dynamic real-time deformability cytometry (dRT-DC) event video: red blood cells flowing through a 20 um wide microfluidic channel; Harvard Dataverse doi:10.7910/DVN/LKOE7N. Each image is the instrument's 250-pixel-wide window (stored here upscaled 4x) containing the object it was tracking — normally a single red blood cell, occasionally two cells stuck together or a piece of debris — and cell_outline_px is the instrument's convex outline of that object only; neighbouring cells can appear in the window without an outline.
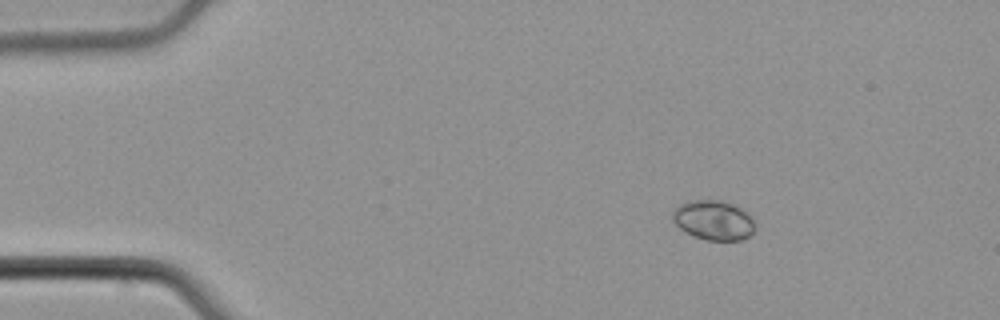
{"species": "common noctule bat (a hibernating species)", "species_latin": "Nyctalus noctula", "temperature_condition": "cold", "stored_images_in_passage": 3, "camera_frame_rate_fps": 3000, "um_per_image_px": 0.085, "animal": {"sex": "male", "body_mass_g": 21.5, "forearm_length_mm": 52.0}, "frame": {"image": 1, "passage_image": 1, "time_ms": 0.0, "image_size_px": [1000, 320], "cell_outline_px": [[756, 228], [744, 240], [708, 240], [696, 236], [680, 228], [672, 220], [672, 212], [680, 204], [688, 200], [720, 200], [732, 204], [748, 212], [752, 216]], "centroid_in_image_um": [60.68, 18.7], "position_along_channel_um": 24.3, "area_um2": 19.02}}